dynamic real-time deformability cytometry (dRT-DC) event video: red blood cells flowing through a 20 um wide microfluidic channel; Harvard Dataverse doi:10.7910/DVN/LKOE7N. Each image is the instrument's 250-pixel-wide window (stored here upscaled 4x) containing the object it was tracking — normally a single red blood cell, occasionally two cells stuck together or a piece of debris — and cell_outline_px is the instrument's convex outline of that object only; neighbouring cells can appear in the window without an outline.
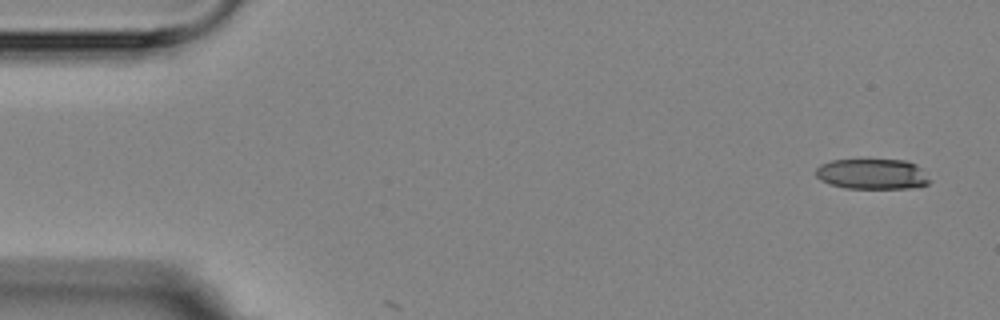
{"species": "Egyptian fruit bat (a non-hibernating species)", "species_latin": "Rousettus aegyptiacus", "temperature_condition": "room temperature", "stored_images_in_passage": 6, "camera_frame_rate_fps": 3000, "um_per_image_px": 0.085, "animal": {"sex": "female"}, "frame": {"image": 1, "passage_image": 1, "time_ms": 0.0, "image_size_px": [1000, 320], "cell_outline_px": [[932, 180], [928, 184], [912, 188], [844, 188], [828, 184], [820, 180], [816, 176], [816, 168], [820, 164], [832, 160], [904, 160], [916, 164]], "centroid_in_image_um": [74.13, 14.8], "position_along_channel_um": 10.9, "area_um2": 20.29}}
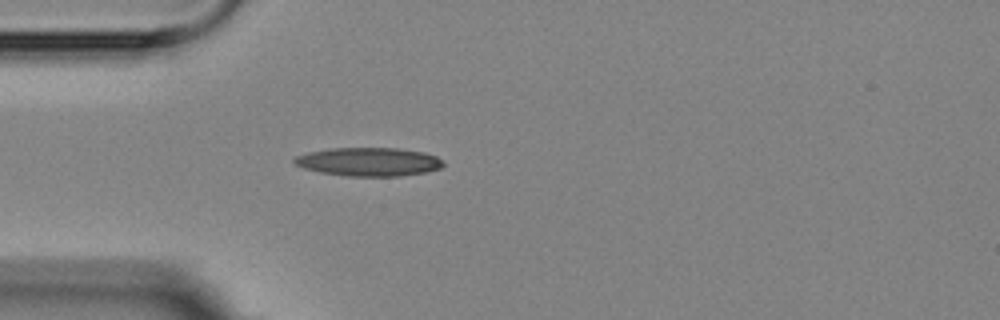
{"frame": {"image": 2, "passage_image": 5, "time_ms": 4.333, "image_size_px": [1000, 320], "cell_outline_px": [[444, 164], [440, 168], [424, 172], [400, 176], [344, 176], [320, 172], [304, 168], [296, 164], [292, 160], [296, 156], [308, 152], [332, 148], [396, 148], [424, 152], [436, 156]], "centroid_in_image_um": [31.32, 13.75], "position_along_channel_um": 53.7, "area_um2": 24.62}}